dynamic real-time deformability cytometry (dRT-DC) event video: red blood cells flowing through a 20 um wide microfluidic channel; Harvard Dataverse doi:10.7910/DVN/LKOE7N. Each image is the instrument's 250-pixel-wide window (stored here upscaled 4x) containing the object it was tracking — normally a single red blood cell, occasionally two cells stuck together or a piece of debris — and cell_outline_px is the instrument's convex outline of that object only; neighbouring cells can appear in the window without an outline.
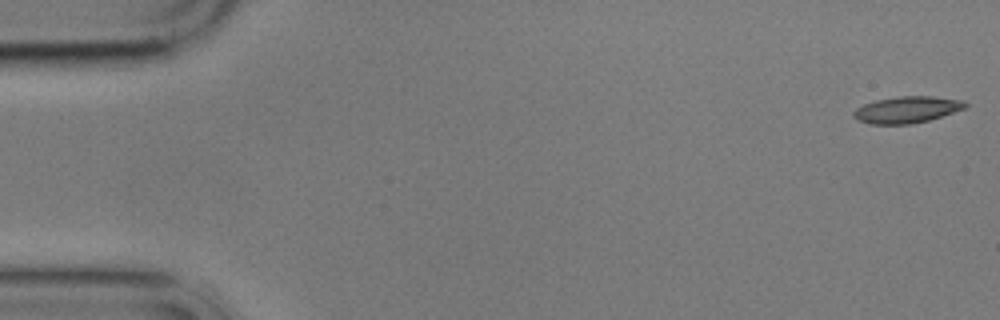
{"species": "common noctule bat (a hibernating species)", "species_latin": "Nyctalus noctula", "temperature_condition": "cold", "stored_images_in_passage": 2, "camera_frame_rate_fps": 3000, "um_per_image_px": 0.085, "animal": {"sex": "male", "body_mass_g": 17.9}, "frame": {"image": 1, "passage_image": 2, "time_ms": 1.333, "image_size_px": [1000, 320], "cell_outline_px": [[968, 104], [964, 108], [928, 120], [912, 124], [872, 124], [860, 120], [852, 116], [852, 112], [856, 108], [864, 104], [876, 100], [900, 96], [932, 96], [964, 100]], "centroid_in_image_um": [77.07, 9.31], "position_along_channel_um": 7.9, "area_um2": 17.11}}